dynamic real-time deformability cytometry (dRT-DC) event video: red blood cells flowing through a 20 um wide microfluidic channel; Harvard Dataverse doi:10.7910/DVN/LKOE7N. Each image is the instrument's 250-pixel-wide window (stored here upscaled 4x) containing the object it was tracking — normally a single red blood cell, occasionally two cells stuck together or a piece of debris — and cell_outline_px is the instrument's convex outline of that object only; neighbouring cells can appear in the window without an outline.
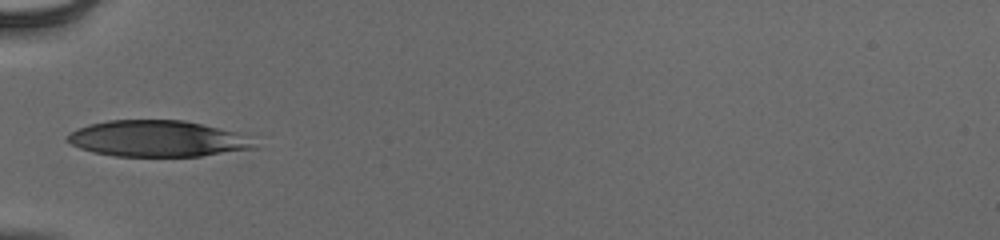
{"species": "human", "species_latin": "Homo sapiens", "temperature_condition": "cold", "stored_images_in_passage": 34, "camera_frame_rate_fps": 3000, "um_per_image_px": 0.085, "donor": {"sex": "male"}, "frame": {"image": 1, "passage_image": 1, "time_ms": 0.0, "image_size_px": [1000, 240], "cell_outline_px": [[256, 148], [200, 156], [116, 156], [92, 152], [80, 148], [64, 140], [64, 136], [88, 124], [108, 120], [184, 120], [236, 132], [252, 144]], "centroid_in_image_um": [13.27, 11.78], "position_along_channel_um": 71.7, "area_um2": 38.96}}
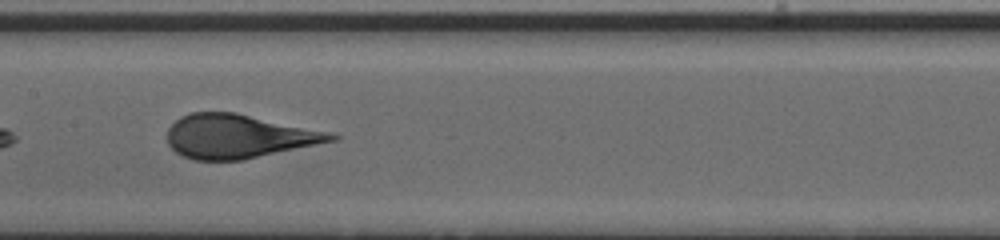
{"frame": {"image": 2, "passage_image": 10, "time_ms": 3.0, "image_size_px": [1000, 240], "cell_outline_px": [[340, 136], [336, 140], [244, 160], [192, 160], [176, 152], [168, 144], [168, 128], [180, 116], [188, 112], [236, 112], [328, 132]], "centroid_in_image_um": [20.23, 11.59], "position_along_channel_um": 187.2, "area_um2": 41.67}}
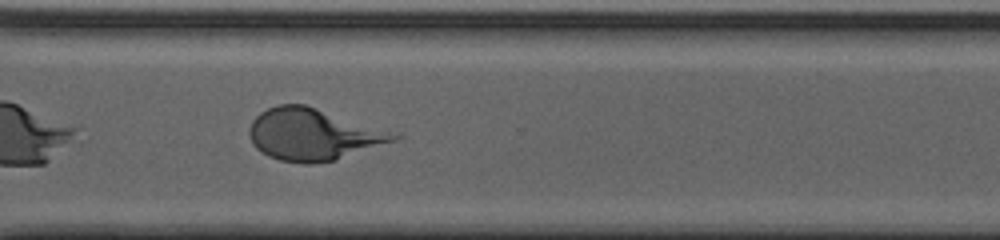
{"frame": {"image": 3, "passage_image": 22, "time_ms": 7.0, "image_size_px": [1000, 240], "cell_outline_px": [[404, 136], [396, 140], [336, 160], [312, 164], [304, 164], [280, 160], [268, 156], [256, 148], [252, 144], [248, 136], [248, 128], [252, 120], [260, 112], [276, 104], [304, 104]], "centroid_in_image_um": [26.54, 11.44], "position_along_channel_um": 344.1, "area_um2": 43.29}}